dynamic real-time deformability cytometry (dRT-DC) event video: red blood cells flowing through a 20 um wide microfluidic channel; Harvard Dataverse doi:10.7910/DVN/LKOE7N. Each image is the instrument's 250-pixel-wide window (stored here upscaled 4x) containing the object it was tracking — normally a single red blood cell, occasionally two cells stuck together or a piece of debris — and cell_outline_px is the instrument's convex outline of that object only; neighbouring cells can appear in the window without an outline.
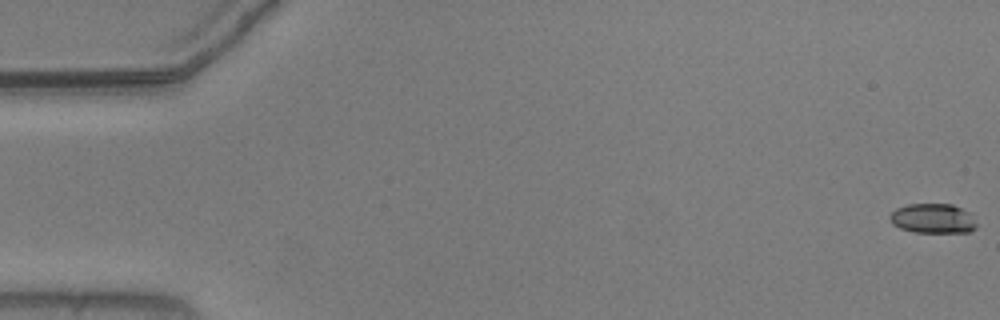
{"species": "common noctule bat (a hibernating species)", "species_latin": "Nyctalus noctula", "temperature_condition": "warm", "stored_images_in_passage": 56, "camera_frame_rate_fps": 3000, "um_per_image_px": 0.085, "animal": {"sex": "male", "body_mass_g": 20.5, "forearm_length_mm": 52.5}, "frame": {"image": 1, "passage_image": 1, "time_ms": 0.0, "image_size_px": [1000, 320], "cell_outline_px": [[976, 228], [968, 232], [912, 232], [900, 228], [892, 224], [888, 216], [896, 208], [908, 204], [952, 204], [968, 212], [976, 224]], "centroid_in_image_um": [79.25, 18.57], "position_along_channel_um": 5.8, "area_um2": 14.91}}
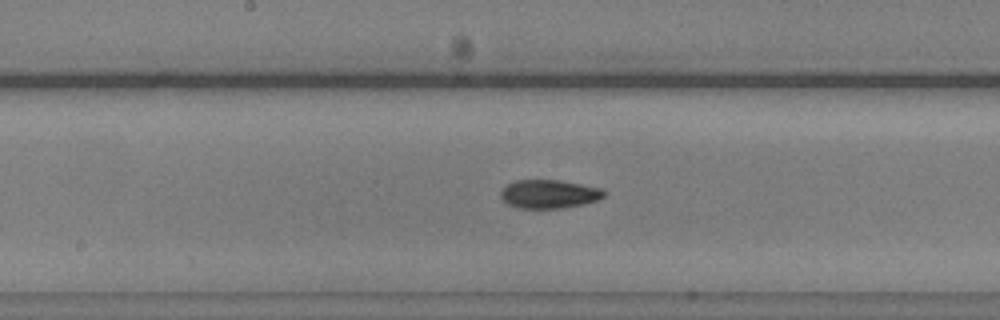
{"frame": {"image": 2, "passage_image": 29, "time_ms": 9.333, "image_size_px": [1000, 320], "cell_outline_px": [[604, 196], [596, 200], [584, 204], [560, 208], [516, 208], [508, 204], [500, 196], [500, 192], [508, 184], [516, 180], [556, 180], [580, 184], [600, 188], [604, 192]], "centroid_in_image_um": [46.63, 16.5], "position_along_channel_um": 201.6, "area_um2": 16.94}}
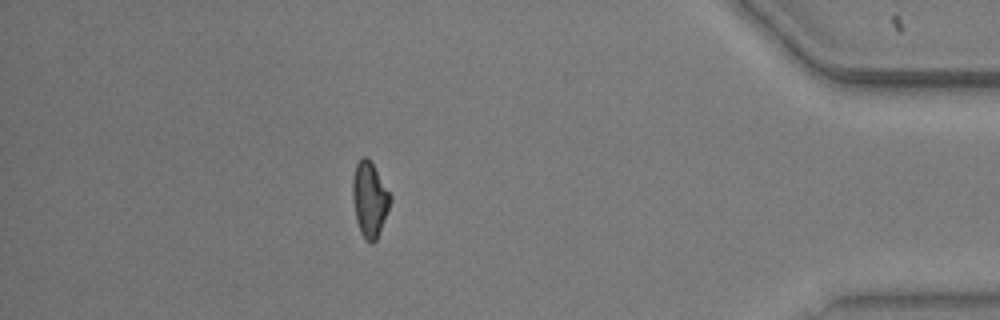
{"frame": {"image": 3, "passage_image": 49, "time_ms": 16.0, "image_size_px": [1000, 320], "cell_outline_px": [[392, 200], [376, 240], [372, 244], [360, 232], [356, 220], [352, 192], [352, 176], [356, 164], [364, 156], [372, 164], [392, 196]], "centroid_in_image_um": [31.41, 16.95], "position_along_channel_um": 403.8, "area_um2": 16.13}, "authors_computed_cell_mechanics": {"area_um2": 16.4152, "velocity_mm_per_s": 3.7114, "shape_relaxation_time_tau1_ms": null, "shape_relaxation_time_tau2_ms": 3.1948, "deformation_change_tau1": null, "deformation_change_tau2": 0.0989}}